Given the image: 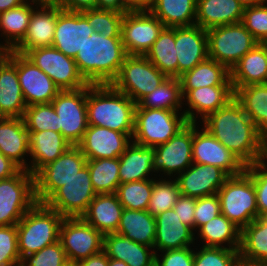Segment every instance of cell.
Returning a JSON list of instances; mask_svg holds the SVG:
<instances>
[{
	"mask_svg": "<svg viewBox=\"0 0 267 266\" xmlns=\"http://www.w3.org/2000/svg\"><path fill=\"white\" fill-rule=\"evenodd\" d=\"M200 124L245 166L257 162L260 132L235 98L210 113Z\"/></svg>",
	"mask_w": 267,
	"mask_h": 266,
	"instance_id": "cell-1",
	"label": "cell"
},
{
	"mask_svg": "<svg viewBox=\"0 0 267 266\" xmlns=\"http://www.w3.org/2000/svg\"><path fill=\"white\" fill-rule=\"evenodd\" d=\"M88 125L105 127L126 133H134L136 103L111 84H88L86 86Z\"/></svg>",
	"mask_w": 267,
	"mask_h": 266,
	"instance_id": "cell-2",
	"label": "cell"
},
{
	"mask_svg": "<svg viewBox=\"0 0 267 266\" xmlns=\"http://www.w3.org/2000/svg\"><path fill=\"white\" fill-rule=\"evenodd\" d=\"M126 56L121 37L108 38L93 32L74 60L80 75L88 84H111Z\"/></svg>",
	"mask_w": 267,
	"mask_h": 266,
	"instance_id": "cell-3",
	"label": "cell"
},
{
	"mask_svg": "<svg viewBox=\"0 0 267 266\" xmlns=\"http://www.w3.org/2000/svg\"><path fill=\"white\" fill-rule=\"evenodd\" d=\"M64 217L44 203H36L16 224L21 260L59 241Z\"/></svg>",
	"mask_w": 267,
	"mask_h": 266,
	"instance_id": "cell-4",
	"label": "cell"
},
{
	"mask_svg": "<svg viewBox=\"0 0 267 266\" xmlns=\"http://www.w3.org/2000/svg\"><path fill=\"white\" fill-rule=\"evenodd\" d=\"M217 195L221 213L240 229L258 217L253 180L245 170L239 175L229 176Z\"/></svg>",
	"mask_w": 267,
	"mask_h": 266,
	"instance_id": "cell-5",
	"label": "cell"
},
{
	"mask_svg": "<svg viewBox=\"0 0 267 266\" xmlns=\"http://www.w3.org/2000/svg\"><path fill=\"white\" fill-rule=\"evenodd\" d=\"M188 124L183 112L135 108L132 142L156 147L166 143Z\"/></svg>",
	"mask_w": 267,
	"mask_h": 266,
	"instance_id": "cell-6",
	"label": "cell"
},
{
	"mask_svg": "<svg viewBox=\"0 0 267 266\" xmlns=\"http://www.w3.org/2000/svg\"><path fill=\"white\" fill-rule=\"evenodd\" d=\"M257 44L242 22L207 29L208 58L229 70Z\"/></svg>",
	"mask_w": 267,
	"mask_h": 266,
	"instance_id": "cell-7",
	"label": "cell"
},
{
	"mask_svg": "<svg viewBox=\"0 0 267 266\" xmlns=\"http://www.w3.org/2000/svg\"><path fill=\"white\" fill-rule=\"evenodd\" d=\"M167 78L145 56L127 55L111 85L137 104Z\"/></svg>",
	"mask_w": 267,
	"mask_h": 266,
	"instance_id": "cell-8",
	"label": "cell"
},
{
	"mask_svg": "<svg viewBox=\"0 0 267 266\" xmlns=\"http://www.w3.org/2000/svg\"><path fill=\"white\" fill-rule=\"evenodd\" d=\"M36 203L34 175L29 171L0 180V226L16 225Z\"/></svg>",
	"mask_w": 267,
	"mask_h": 266,
	"instance_id": "cell-9",
	"label": "cell"
},
{
	"mask_svg": "<svg viewBox=\"0 0 267 266\" xmlns=\"http://www.w3.org/2000/svg\"><path fill=\"white\" fill-rule=\"evenodd\" d=\"M87 159L77 146H71L55 161L47 163L34 174L37 203H44L58 188L86 166Z\"/></svg>",
	"mask_w": 267,
	"mask_h": 266,
	"instance_id": "cell-10",
	"label": "cell"
},
{
	"mask_svg": "<svg viewBox=\"0 0 267 266\" xmlns=\"http://www.w3.org/2000/svg\"><path fill=\"white\" fill-rule=\"evenodd\" d=\"M192 143L193 123H188L166 143L154 147L153 169L156 177L175 179L191 166Z\"/></svg>",
	"mask_w": 267,
	"mask_h": 266,
	"instance_id": "cell-11",
	"label": "cell"
},
{
	"mask_svg": "<svg viewBox=\"0 0 267 266\" xmlns=\"http://www.w3.org/2000/svg\"><path fill=\"white\" fill-rule=\"evenodd\" d=\"M164 28V24L148 9L124 13L121 38L127 55L145 56Z\"/></svg>",
	"mask_w": 267,
	"mask_h": 266,
	"instance_id": "cell-12",
	"label": "cell"
},
{
	"mask_svg": "<svg viewBox=\"0 0 267 266\" xmlns=\"http://www.w3.org/2000/svg\"><path fill=\"white\" fill-rule=\"evenodd\" d=\"M96 195L86 165L64 186L58 188L44 204L64 218H76L86 212Z\"/></svg>",
	"mask_w": 267,
	"mask_h": 266,
	"instance_id": "cell-13",
	"label": "cell"
},
{
	"mask_svg": "<svg viewBox=\"0 0 267 266\" xmlns=\"http://www.w3.org/2000/svg\"><path fill=\"white\" fill-rule=\"evenodd\" d=\"M24 55L46 73L60 90H76L88 85L80 75L75 60L53 46L36 48Z\"/></svg>",
	"mask_w": 267,
	"mask_h": 266,
	"instance_id": "cell-14",
	"label": "cell"
},
{
	"mask_svg": "<svg viewBox=\"0 0 267 266\" xmlns=\"http://www.w3.org/2000/svg\"><path fill=\"white\" fill-rule=\"evenodd\" d=\"M51 103L58 115L61 134L76 146L88 128L86 87L61 90Z\"/></svg>",
	"mask_w": 267,
	"mask_h": 266,
	"instance_id": "cell-15",
	"label": "cell"
},
{
	"mask_svg": "<svg viewBox=\"0 0 267 266\" xmlns=\"http://www.w3.org/2000/svg\"><path fill=\"white\" fill-rule=\"evenodd\" d=\"M59 240L68 261L79 262L103 250L104 235L81 217L64 218Z\"/></svg>",
	"mask_w": 267,
	"mask_h": 266,
	"instance_id": "cell-16",
	"label": "cell"
},
{
	"mask_svg": "<svg viewBox=\"0 0 267 266\" xmlns=\"http://www.w3.org/2000/svg\"><path fill=\"white\" fill-rule=\"evenodd\" d=\"M199 125L193 123V163L217 166L229 176L241 174L246 166L207 129Z\"/></svg>",
	"mask_w": 267,
	"mask_h": 266,
	"instance_id": "cell-17",
	"label": "cell"
},
{
	"mask_svg": "<svg viewBox=\"0 0 267 266\" xmlns=\"http://www.w3.org/2000/svg\"><path fill=\"white\" fill-rule=\"evenodd\" d=\"M62 10L57 3L41 2L31 14L24 38L12 51L24 55L36 48L52 46L57 16Z\"/></svg>",
	"mask_w": 267,
	"mask_h": 266,
	"instance_id": "cell-18",
	"label": "cell"
},
{
	"mask_svg": "<svg viewBox=\"0 0 267 266\" xmlns=\"http://www.w3.org/2000/svg\"><path fill=\"white\" fill-rule=\"evenodd\" d=\"M132 138L126 133L105 127L88 125L81 141L76 145L87 160L119 158L131 144Z\"/></svg>",
	"mask_w": 267,
	"mask_h": 266,
	"instance_id": "cell-19",
	"label": "cell"
},
{
	"mask_svg": "<svg viewBox=\"0 0 267 266\" xmlns=\"http://www.w3.org/2000/svg\"><path fill=\"white\" fill-rule=\"evenodd\" d=\"M17 75L28 106L51 103L61 91L53 80L25 55L17 53Z\"/></svg>",
	"mask_w": 267,
	"mask_h": 266,
	"instance_id": "cell-20",
	"label": "cell"
},
{
	"mask_svg": "<svg viewBox=\"0 0 267 266\" xmlns=\"http://www.w3.org/2000/svg\"><path fill=\"white\" fill-rule=\"evenodd\" d=\"M228 177L229 175L217 166L193 163L175 180L180 195L197 199L217 194Z\"/></svg>",
	"mask_w": 267,
	"mask_h": 266,
	"instance_id": "cell-21",
	"label": "cell"
},
{
	"mask_svg": "<svg viewBox=\"0 0 267 266\" xmlns=\"http://www.w3.org/2000/svg\"><path fill=\"white\" fill-rule=\"evenodd\" d=\"M93 32L82 12L62 10L57 16L52 46L74 59Z\"/></svg>",
	"mask_w": 267,
	"mask_h": 266,
	"instance_id": "cell-22",
	"label": "cell"
},
{
	"mask_svg": "<svg viewBox=\"0 0 267 266\" xmlns=\"http://www.w3.org/2000/svg\"><path fill=\"white\" fill-rule=\"evenodd\" d=\"M234 98L232 86H205L190 90L183 97V113L188 123H198ZM186 106V107H185ZM188 106V108H187ZM197 120H199L197 122Z\"/></svg>",
	"mask_w": 267,
	"mask_h": 266,
	"instance_id": "cell-23",
	"label": "cell"
},
{
	"mask_svg": "<svg viewBox=\"0 0 267 266\" xmlns=\"http://www.w3.org/2000/svg\"><path fill=\"white\" fill-rule=\"evenodd\" d=\"M178 78L208 58L207 30L198 25L175 27Z\"/></svg>",
	"mask_w": 267,
	"mask_h": 266,
	"instance_id": "cell-24",
	"label": "cell"
},
{
	"mask_svg": "<svg viewBox=\"0 0 267 266\" xmlns=\"http://www.w3.org/2000/svg\"><path fill=\"white\" fill-rule=\"evenodd\" d=\"M155 222L156 236L153 248L156 254L196 244V233L181 222L173 208L155 216Z\"/></svg>",
	"mask_w": 267,
	"mask_h": 266,
	"instance_id": "cell-25",
	"label": "cell"
},
{
	"mask_svg": "<svg viewBox=\"0 0 267 266\" xmlns=\"http://www.w3.org/2000/svg\"><path fill=\"white\" fill-rule=\"evenodd\" d=\"M0 152L21 170L29 171V133L23 117H6L0 121ZM27 160H26V159Z\"/></svg>",
	"mask_w": 267,
	"mask_h": 266,
	"instance_id": "cell-26",
	"label": "cell"
},
{
	"mask_svg": "<svg viewBox=\"0 0 267 266\" xmlns=\"http://www.w3.org/2000/svg\"><path fill=\"white\" fill-rule=\"evenodd\" d=\"M26 108L17 75V53L10 50L0 64V109L6 117H23Z\"/></svg>",
	"mask_w": 267,
	"mask_h": 266,
	"instance_id": "cell-27",
	"label": "cell"
},
{
	"mask_svg": "<svg viewBox=\"0 0 267 266\" xmlns=\"http://www.w3.org/2000/svg\"><path fill=\"white\" fill-rule=\"evenodd\" d=\"M29 133V172L34 175L47 163L55 161L72 144L60 132L51 130L28 131Z\"/></svg>",
	"mask_w": 267,
	"mask_h": 266,
	"instance_id": "cell-28",
	"label": "cell"
},
{
	"mask_svg": "<svg viewBox=\"0 0 267 266\" xmlns=\"http://www.w3.org/2000/svg\"><path fill=\"white\" fill-rule=\"evenodd\" d=\"M238 253L241 266H267V216L241 229Z\"/></svg>",
	"mask_w": 267,
	"mask_h": 266,
	"instance_id": "cell-29",
	"label": "cell"
},
{
	"mask_svg": "<svg viewBox=\"0 0 267 266\" xmlns=\"http://www.w3.org/2000/svg\"><path fill=\"white\" fill-rule=\"evenodd\" d=\"M233 90L250 84H267V43H258L230 70Z\"/></svg>",
	"mask_w": 267,
	"mask_h": 266,
	"instance_id": "cell-30",
	"label": "cell"
},
{
	"mask_svg": "<svg viewBox=\"0 0 267 266\" xmlns=\"http://www.w3.org/2000/svg\"><path fill=\"white\" fill-rule=\"evenodd\" d=\"M123 209L115 193L97 194L81 218L103 235L116 233Z\"/></svg>",
	"mask_w": 267,
	"mask_h": 266,
	"instance_id": "cell-31",
	"label": "cell"
},
{
	"mask_svg": "<svg viewBox=\"0 0 267 266\" xmlns=\"http://www.w3.org/2000/svg\"><path fill=\"white\" fill-rule=\"evenodd\" d=\"M244 8L238 0H197L195 25L207 30L242 22Z\"/></svg>",
	"mask_w": 267,
	"mask_h": 266,
	"instance_id": "cell-32",
	"label": "cell"
},
{
	"mask_svg": "<svg viewBox=\"0 0 267 266\" xmlns=\"http://www.w3.org/2000/svg\"><path fill=\"white\" fill-rule=\"evenodd\" d=\"M154 147L141 146L134 142L119 157L120 184L154 177ZM154 175V176H153Z\"/></svg>",
	"mask_w": 267,
	"mask_h": 266,
	"instance_id": "cell-33",
	"label": "cell"
},
{
	"mask_svg": "<svg viewBox=\"0 0 267 266\" xmlns=\"http://www.w3.org/2000/svg\"><path fill=\"white\" fill-rule=\"evenodd\" d=\"M103 250L108 258L124 261L128 266H149L155 260L156 254L153 247L117 233L104 235Z\"/></svg>",
	"mask_w": 267,
	"mask_h": 266,
	"instance_id": "cell-34",
	"label": "cell"
},
{
	"mask_svg": "<svg viewBox=\"0 0 267 266\" xmlns=\"http://www.w3.org/2000/svg\"><path fill=\"white\" fill-rule=\"evenodd\" d=\"M183 97L190 91L205 86H232L230 70L207 58L179 77Z\"/></svg>",
	"mask_w": 267,
	"mask_h": 266,
	"instance_id": "cell-35",
	"label": "cell"
},
{
	"mask_svg": "<svg viewBox=\"0 0 267 266\" xmlns=\"http://www.w3.org/2000/svg\"><path fill=\"white\" fill-rule=\"evenodd\" d=\"M40 3L37 0H28L18 7L0 13V46L12 50L24 38L31 14Z\"/></svg>",
	"mask_w": 267,
	"mask_h": 266,
	"instance_id": "cell-36",
	"label": "cell"
},
{
	"mask_svg": "<svg viewBox=\"0 0 267 266\" xmlns=\"http://www.w3.org/2000/svg\"><path fill=\"white\" fill-rule=\"evenodd\" d=\"M195 233L203 247L239 249L241 229L222 213L202 225Z\"/></svg>",
	"mask_w": 267,
	"mask_h": 266,
	"instance_id": "cell-37",
	"label": "cell"
},
{
	"mask_svg": "<svg viewBox=\"0 0 267 266\" xmlns=\"http://www.w3.org/2000/svg\"><path fill=\"white\" fill-rule=\"evenodd\" d=\"M117 234L132 241L154 247L156 236L155 216L147 210L123 209Z\"/></svg>",
	"mask_w": 267,
	"mask_h": 266,
	"instance_id": "cell-38",
	"label": "cell"
},
{
	"mask_svg": "<svg viewBox=\"0 0 267 266\" xmlns=\"http://www.w3.org/2000/svg\"><path fill=\"white\" fill-rule=\"evenodd\" d=\"M197 0H152L148 10L165 27L195 25Z\"/></svg>",
	"mask_w": 267,
	"mask_h": 266,
	"instance_id": "cell-39",
	"label": "cell"
},
{
	"mask_svg": "<svg viewBox=\"0 0 267 266\" xmlns=\"http://www.w3.org/2000/svg\"><path fill=\"white\" fill-rule=\"evenodd\" d=\"M234 98L256 125L260 133L267 131V84H250L237 88Z\"/></svg>",
	"mask_w": 267,
	"mask_h": 266,
	"instance_id": "cell-40",
	"label": "cell"
},
{
	"mask_svg": "<svg viewBox=\"0 0 267 266\" xmlns=\"http://www.w3.org/2000/svg\"><path fill=\"white\" fill-rule=\"evenodd\" d=\"M145 57L167 77L178 78L175 27H165Z\"/></svg>",
	"mask_w": 267,
	"mask_h": 266,
	"instance_id": "cell-41",
	"label": "cell"
},
{
	"mask_svg": "<svg viewBox=\"0 0 267 266\" xmlns=\"http://www.w3.org/2000/svg\"><path fill=\"white\" fill-rule=\"evenodd\" d=\"M183 95L179 78L168 77L152 93L143 97L136 108L183 112Z\"/></svg>",
	"mask_w": 267,
	"mask_h": 266,
	"instance_id": "cell-42",
	"label": "cell"
},
{
	"mask_svg": "<svg viewBox=\"0 0 267 266\" xmlns=\"http://www.w3.org/2000/svg\"><path fill=\"white\" fill-rule=\"evenodd\" d=\"M90 179L96 194H114L120 184L119 158L87 160Z\"/></svg>",
	"mask_w": 267,
	"mask_h": 266,
	"instance_id": "cell-43",
	"label": "cell"
},
{
	"mask_svg": "<svg viewBox=\"0 0 267 266\" xmlns=\"http://www.w3.org/2000/svg\"><path fill=\"white\" fill-rule=\"evenodd\" d=\"M153 178L119 184L116 195L122 207L129 210H148Z\"/></svg>",
	"mask_w": 267,
	"mask_h": 266,
	"instance_id": "cell-44",
	"label": "cell"
},
{
	"mask_svg": "<svg viewBox=\"0 0 267 266\" xmlns=\"http://www.w3.org/2000/svg\"><path fill=\"white\" fill-rule=\"evenodd\" d=\"M179 196L180 190L175 179L153 178V190L147 211L152 216H157L172 209Z\"/></svg>",
	"mask_w": 267,
	"mask_h": 266,
	"instance_id": "cell-45",
	"label": "cell"
},
{
	"mask_svg": "<svg viewBox=\"0 0 267 266\" xmlns=\"http://www.w3.org/2000/svg\"><path fill=\"white\" fill-rule=\"evenodd\" d=\"M82 16L93 27L94 32L100 33L108 38L121 37V23L124 13L93 8L82 11Z\"/></svg>",
	"mask_w": 267,
	"mask_h": 266,
	"instance_id": "cell-46",
	"label": "cell"
},
{
	"mask_svg": "<svg viewBox=\"0 0 267 266\" xmlns=\"http://www.w3.org/2000/svg\"><path fill=\"white\" fill-rule=\"evenodd\" d=\"M27 131L51 130L61 133L58 115L52 103L34 104L25 109L23 116Z\"/></svg>",
	"mask_w": 267,
	"mask_h": 266,
	"instance_id": "cell-47",
	"label": "cell"
},
{
	"mask_svg": "<svg viewBox=\"0 0 267 266\" xmlns=\"http://www.w3.org/2000/svg\"><path fill=\"white\" fill-rule=\"evenodd\" d=\"M194 246L193 266H241L239 249L224 247H199ZM197 251H196V250Z\"/></svg>",
	"mask_w": 267,
	"mask_h": 266,
	"instance_id": "cell-48",
	"label": "cell"
},
{
	"mask_svg": "<svg viewBox=\"0 0 267 266\" xmlns=\"http://www.w3.org/2000/svg\"><path fill=\"white\" fill-rule=\"evenodd\" d=\"M242 23L258 43H267V0L244 8Z\"/></svg>",
	"mask_w": 267,
	"mask_h": 266,
	"instance_id": "cell-49",
	"label": "cell"
},
{
	"mask_svg": "<svg viewBox=\"0 0 267 266\" xmlns=\"http://www.w3.org/2000/svg\"><path fill=\"white\" fill-rule=\"evenodd\" d=\"M67 261L66 253L59 240L34 254L25 256L20 266H63Z\"/></svg>",
	"mask_w": 267,
	"mask_h": 266,
	"instance_id": "cell-50",
	"label": "cell"
},
{
	"mask_svg": "<svg viewBox=\"0 0 267 266\" xmlns=\"http://www.w3.org/2000/svg\"><path fill=\"white\" fill-rule=\"evenodd\" d=\"M17 225L0 226V266H20Z\"/></svg>",
	"mask_w": 267,
	"mask_h": 266,
	"instance_id": "cell-51",
	"label": "cell"
},
{
	"mask_svg": "<svg viewBox=\"0 0 267 266\" xmlns=\"http://www.w3.org/2000/svg\"><path fill=\"white\" fill-rule=\"evenodd\" d=\"M245 171L251 176L256 191L258 217L267 216V168L257 162L246 166Z\"/></svg>",
	"mask_w": 267,
	"mask_h": 266,
	"instance_id": "cell-52",
	"label": "cell"
},
{
	"mask_svg": "<svg viewBox=\"0 0 267 266\" xmlns=\"http://www.w3.org/2000/svg\"><path fill=\"white\" fill-rule=\"evenodd\" d=\"M219 214H221V208L217 194L197 198L194 211V232Z\"/></svg>",
	"mask_w": 267,
	"mask_h": 266,
	"instance_id": "cell-53",
	"label": "cell"
},
{
	"mask_svg": "<svg viewBox=\"0 0 267 266\" xmlns=\"http://www.w3.org/2000/svg\"><path fill=\"white\" fill-rule=\"evenodd\" d=\"M194 246L182 249L167 250L155 254V260L160 266H193Z\"/></svg>",
	"mask_w": 267,
	"mask_h": 266,
	"instance_id": "cell-54",
	"label": "cell"
},
{
	"mask_svg": "<svg viewBox=\"0 0 267 266\" xmlns=\"http://www.w3.org/2000/svg\"><path fill=\"white\" fill-rule=\"evenodd\" d=\"M196 207V198L180 195L173 206L181 222L194 231V211Z\"/></svg>",
	"mask_w": 267,
	"mask_h": 266,
	"instance_id": "cell-55",
	"label": "cell"
},
{
	"mask_svg": "<svg viewBox=\"0 0 267 266\" xmlns=\"http://www.w3.org/2000/svg\"><path fill=\"white\" fill-rule=\"evenodd\" d=\"M63 10L82 12L96 8V0H58L56 2Z\"/></svg>",
	"mask_w": 267,
	"mask_h": 266,
	"instance_id": "cell-56",
	"label": "cell"
},
{
	"mask_svg": "<svg viewBox=\"0 0 267 266\" xmlns=\"http://www.w3.org/2000/svg\"><path fill=\"white\" fill-rule=\"evenodd\" d=\"M97 9L113 10L126 13L133 10L125 0H96Z\"/></svg>",
	"mask_w": 267,
	"mask_h": 266,
	"instance_id": "cell-57",
	"label": "cell"
},
{
	"mask_svg": "<svg viewBox=\"0 0 267 266\" xmlns=\"http://www.w3.org/2000/svg\"><path fill=\"white\" fill-rule=\"evenodd\" d=\"M21 169L0 152V180L16 175Z\"/></svg>",
	"mask_w": 267,
	"mask_h": 266,
	"instance_id": "cell-58",
	"label": "cell"
},
{
	"mask_svg": "<svg viewBox=\"0 0 267 266\" xmlns=\"http://www.w3.org/2000/svg\"><path fill=\"white\" fill-rule=\"evenodd\" d=\"M78 266H108V257L104 250L97 254H93L87 259L81 260Z\"/></svg>",
	"mask_w": 267,
	"mask_h": 266,
	"instance_id": "cell-59",
	"label": "cell"
},
{
	"mask_svg": "<svg viewBox=\"0 0 267 266\" xmlns=\"http://www.w3.org/2000/svg\"><path fill=\"white\" fill-rule=\"evenodd\" d=\"M257 163L267 168V131L260 133V151Z\"/></svg>",
	"mask_w": 267,
	"mask_h": 266,
	"instance_id": "cell-60",
	"label": "cell"
},
{
	"mask_svg": "<svg viewBox=\"0 0 267 266\" xmlns=\"http://www.w3.org/2000/svg\"><path fill=\"white\" fill-rule=\"evenodd\" d=\"M28 0H0V13L5 12L11 8L18 7Z\"/></svg>",
	"mask_w": 267,
	"mask_h": 266,
	"instance_id": "cell-61",
	"label": "cell"
},
{
	"mask_svg": "<svg viewBox=\"0 0 267 266\" xmlns=\"http://www.w3.org/2000/svg\"><path fill=\"white\" fill-rule=\"evenodd\" d=\"M152 0H125V2L133 9H148Z\"/></svg>",
	"mask_w": 267,
	"mask_h": 266,
	"instance_id": "cell-62",
	"label": "cell"
},
{
	"mask_svg": "<svg viewBox=\"0 0 267 266\" xmlns=\"http://www.w3.org/2000/svg\"><path fill=\"white\" fill-rule=\"evenodd\" d=\"M266 0H238L244 7L256 6L264 3Z\"/></svg>",
	"mask_w": 267,
	"mask_h": 266,
	"instance_id": "cell-63",
	"label": "cell"
},
{
	"mask_svg": "<svg viewBox=\"0 0 267 266\" xmlns=\"http://www.w3.org/2000/svg\"><path fill=\"white\" fill-rule=\"evenodd\" d=\"M108 266H128L124 261L108 258Z\"/></svg>",
	"mask_w": 267,
	"mask_h": 266,
	"instance_id": "cell-64",
	"label": "cell"
},
{
	"mask_svg": "<svg viewBox=\"0 0 267 266\" xmlns=\"http://www.w3.org/2000/svg\"><path fill=\"white\" fill-rule=\"evenodd\" d=\"M10 50L6 47L0 46V64L8 56Z\"/></svg>",
	"mask_w": 267,
	"mask_h": 266,
	"instance_id": "cell-65",
	"label": "cell"
},
{
	"mask_svg": "<svg viewBox=\"0 0 267 266\" xmlns=\"http://www.w3.org/2000/svg\"><path fill=\"white\" fill-rule=\"evenodd\" d=\"M63 266H78V263L74 261H67Z\"/></svg>",
	"mask_w": 267,
	"mask_h": 266,
	"instance_id": "cell-66",
	"label": "cell"
},
{
	"mask_svg": "<svg viewBox=\"0 0 267 266\" xmlns=\"http://www.w3.org/2000/svg\"><path fill=\"white\" fill-rule=\"evenodd\" d=\"M40 2L56 3L58 0H37Z\"/></svg>",
	"mask_w": 267,
	"mask_h": 266,
	"instance_id": "cell-67",
	"label": "cell"
},
{
	"mask_svg": "<svg viewBox=\"0 0 267 266\" xmlns=\"http://www.w3.org/2000/svg\"><path fill=\"white\" fill-rule=\"evenodd\" d=\"M5 118H6V116L4 115V113L0 109V121L4 120Z\"/></svg>",
	"mask_w": 267,
	"mask_h": 266,
	"instance_id": "cell-68",
	"label": "cell"
},
{
	"mask_svg": "<svg viewBox=\"0 0 267 266\" xmlns=\"http://www.w3.org/2000/svg\"><path fill=\"white\" fill-rule=\"evenodd\" d=\"M149 266H160L156 260H154Z\"/></svg>",
	"mask_w": 267,
	"mask_h": 266,
	"instance_id": "cell-69",
	"label": "cell"
}]
</instances>
